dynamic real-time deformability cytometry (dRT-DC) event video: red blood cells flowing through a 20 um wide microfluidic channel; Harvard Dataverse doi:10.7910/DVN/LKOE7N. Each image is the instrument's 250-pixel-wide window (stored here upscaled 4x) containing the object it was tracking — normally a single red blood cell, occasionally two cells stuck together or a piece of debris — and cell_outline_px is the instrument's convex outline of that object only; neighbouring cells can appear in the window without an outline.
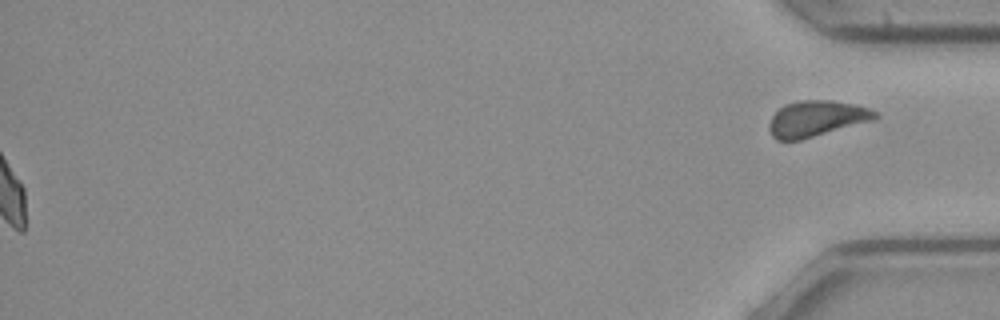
{"species": "common noctule bat (a hibernating species)", "species_latin": "Nyctalus noctula", "temperature_condition": "cold", "stored_images_in_passage": 52, "segment_of_instrument_passage": [2, 2], "camera_frame_rate_fps": 3000, "um_per_image_px": 0.085, "animal": {"sex": "female", "body_mass_g": 21.9}, "frame": {"image": 1, "passage_image": 52, "time_ms": 17.0, "image_size_px": [1000, 320], "cell_outline_px": [[880, 116], [872, 120], [800, 140], [776, 140], [772, 136], [768, 128], [768, 124], [772, 116], [784, 104], [800, 100], [828, 100], [856, 104], [868, 108], [876, 112]], "centroid_in_image_um": [69.37, 10.07], "position_along_channel_um": 365.8, "area_um2": 22.02}}